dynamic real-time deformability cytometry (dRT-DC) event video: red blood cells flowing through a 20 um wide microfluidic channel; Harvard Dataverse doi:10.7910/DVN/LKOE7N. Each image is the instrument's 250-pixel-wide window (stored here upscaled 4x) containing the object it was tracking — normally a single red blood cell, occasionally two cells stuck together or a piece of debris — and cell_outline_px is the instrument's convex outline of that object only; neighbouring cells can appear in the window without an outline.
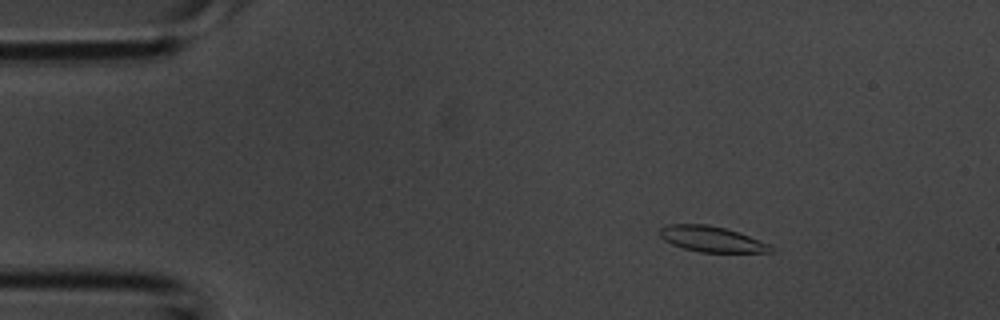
{"species": "common noctule bat (a hibernating species)", "species_latin": "Nyctalus noctula", "temperature_condition": "room temperature", "stored_images_in_passage": 3, "camera_frame_rate_fps": 3000, "um_per_image_px": 0.085, "animal": {"sex": "male", "body_mass_g": 20.1, "forearm_length_mm": 53.5}, "frame": {"image": 1, "passage_image": 1, "time_ms": 0.0, "image_size_px": [1000, 320], "cell_outline_px": [[772, 252], [700, 252], [684, 248], [672, 244], [664, 240], [656, 232], [660, 228], [668, 224], [708, 224], [740, 232], [768, 244], [772, 248]], "centroid_in_image_um": [60.43, 20.31], "position_along_channel_um": 24.6, "area_um2": 16.53}}
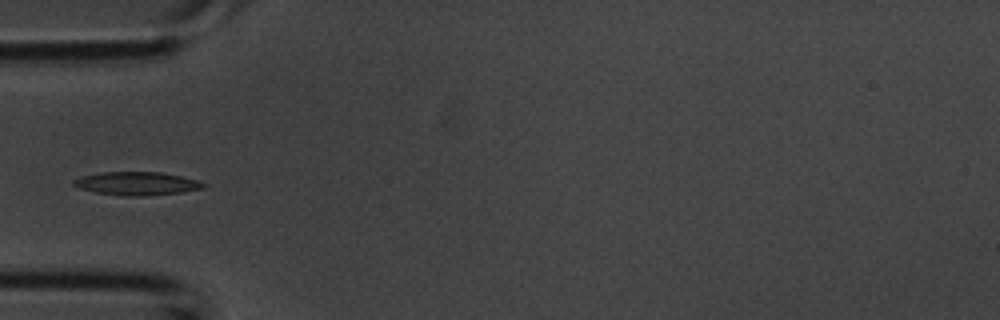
{"frame": {"image": 2, "passage_image": 3, "time_ms": 0.667, "image_size_px": [1000, 320], "cell_outline_px": [[208, 184], [204, 188], [180, 192], [144, 196], [124, 196], [96, 192], [80, 188], [72, 184], [72, 180], [84, 176], [100, 172], [160, 172], [180, 176], [196, 180]], "centroid_in_image_um": [11.63, 15.6], "position_along_channel_um": 73.4, "area_um2": 17.46}}